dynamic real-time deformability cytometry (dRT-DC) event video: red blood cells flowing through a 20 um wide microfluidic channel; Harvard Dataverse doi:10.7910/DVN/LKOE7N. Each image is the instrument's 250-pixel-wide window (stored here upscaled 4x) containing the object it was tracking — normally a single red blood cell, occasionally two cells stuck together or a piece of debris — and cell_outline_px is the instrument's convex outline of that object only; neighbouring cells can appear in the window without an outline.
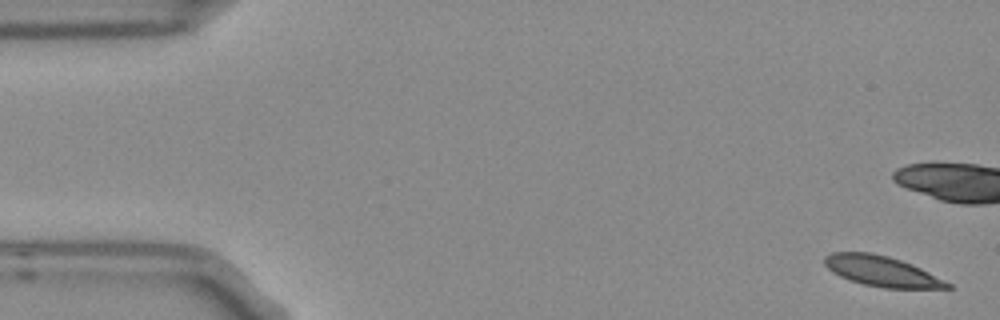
{"species": "Egyptian fruit bat (a non-hibernating species)", "species_latin": "Rousettus aegyptiacus", "temperature_condition": "room temperature", "stored_images_in_passage": 5, "camera_frame_rate_fps": 3000, "um_per_image_px": 0.085, "frame": {"image": 1, "passage_image": 1, "time_ms": 0.0, "image_size_px": [1000, 320], "cell_outline_px": [[952, 288], [884, 288], [864, 284], [840, 276], [828, 268], [824, 264], [824, 256], [832, 252], [872, 252], [888, 256], [912, 264], [952, 284]], "centroid_in_image_um": [74.94, 23.04], "position_along_channel_um": 10.1, "area_um2": 21.5}}